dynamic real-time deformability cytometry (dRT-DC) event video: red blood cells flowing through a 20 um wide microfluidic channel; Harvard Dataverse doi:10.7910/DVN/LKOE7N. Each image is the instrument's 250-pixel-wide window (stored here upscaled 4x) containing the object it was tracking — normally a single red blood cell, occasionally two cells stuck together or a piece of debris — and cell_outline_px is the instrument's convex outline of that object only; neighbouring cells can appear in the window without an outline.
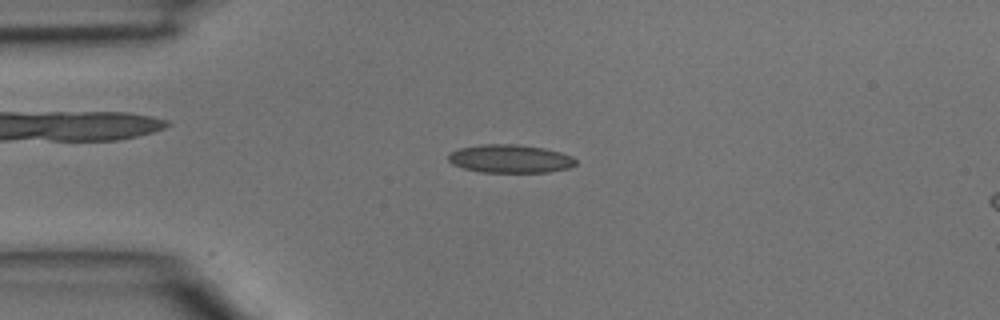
{"species": "common noctule bat (a hibernating species)", "species_latin": "Nyctalus noctula", "temperature_condition": "room temperature", "stored_images_in_passage": 2, "camera_frame_rate_fps": 3000, "um_per_image_px": 0.085, "animal": {"sex": "male", "body_mass_g": 15.6}, "frame": {"image": 1, "passage_image": 2, "time_ms": 0.333, "image_size_px": [1000, 320], "cell_outline_px": [[576, 164], [568, 168], [548, 172], [480, 172], [464, 168], [452, 164], [448, 160], [448, 152], [460, 148], [480, 144], [516, 144], [544, 148], [560, 152], [572, 156], [576, 160]], "centroid_in_image_um": [43.34, 13.49], "position_along_channel_um": 41.7, "area_um2": 21.04}}